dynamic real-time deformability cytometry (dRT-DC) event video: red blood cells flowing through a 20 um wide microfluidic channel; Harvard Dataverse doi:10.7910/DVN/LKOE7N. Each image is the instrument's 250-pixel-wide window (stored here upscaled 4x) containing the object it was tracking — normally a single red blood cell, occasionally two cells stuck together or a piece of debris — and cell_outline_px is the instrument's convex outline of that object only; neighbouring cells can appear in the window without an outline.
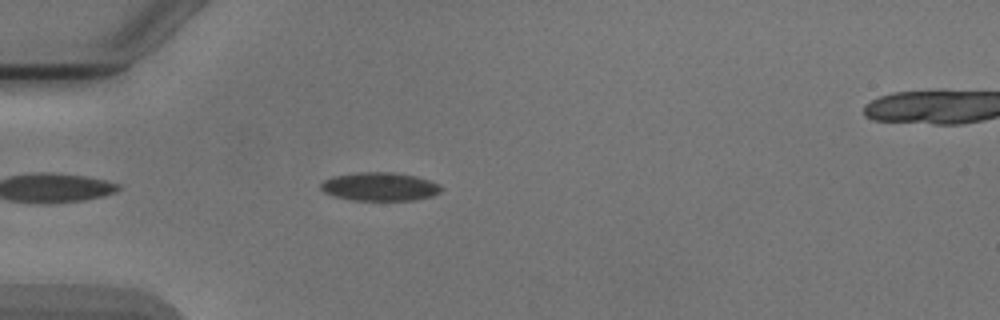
{"species": "Egyptian fruit bat (a non-hibernating species)", "species_latin": "Rousettus aegyptiacus", "temperature_condition": "cold", "stored_images_in_passage": 6, "segment_of_instrument_passage": [1, 2], "camera_frame_rate_fps": 3000, "um_per_image_px": 0.085, "animal": {"sex": "male"}, "frame": {"image": 1, "passage_image": 5, "time_ms": 4.667, "image_size_px": [1000, 320], "cell_outline_px": [[444, 188], [440, 192], [432, 196], [416, 200], [352, 200], [332, 196], [324, 192], [320, 188], [320, 184], [324, 180], [332, 176], [360, 172], [392, 172], [416, 176], [440, 184]], "centroid_in_image_um": [32.28, 15.86], "position_along_channel_um": 52.7, "area_um2": 20.11}}